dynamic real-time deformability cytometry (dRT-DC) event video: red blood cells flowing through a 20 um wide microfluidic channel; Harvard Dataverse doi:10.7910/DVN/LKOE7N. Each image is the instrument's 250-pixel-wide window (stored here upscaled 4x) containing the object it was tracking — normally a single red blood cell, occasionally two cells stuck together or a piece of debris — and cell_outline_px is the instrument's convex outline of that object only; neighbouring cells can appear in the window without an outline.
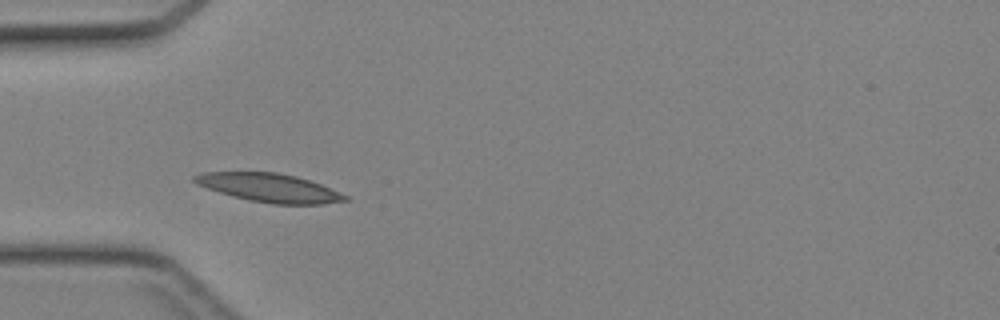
{"species": "Egyptian fruit bat (a non-hibernating species)", "species_latin": "Rousettus aegyptiacus", "temperature_condition": "cold", "stored_images_in_passage": 32, "camera_frame_rate_fps": 3000, "um_per_image_px": 0.085, "animal": {"sex": "female"}, "frame": {"image": 1, "passage_image": 1, "time_ms": 0.0, "image_size_px": [1000, 320], "cell_outline_px": [[348, 200], [320, 204], [272, 204], [248, 200], [232, 196], [196, 184], [192, 180], [192, 176], [200, 172], [276, 172], [296, 176], [320, 184], [348, 196]], "centroid_in_image_um": [22.84, 15.95], "position_along_channel_um": 62.2, "area_um2": 24.91}}
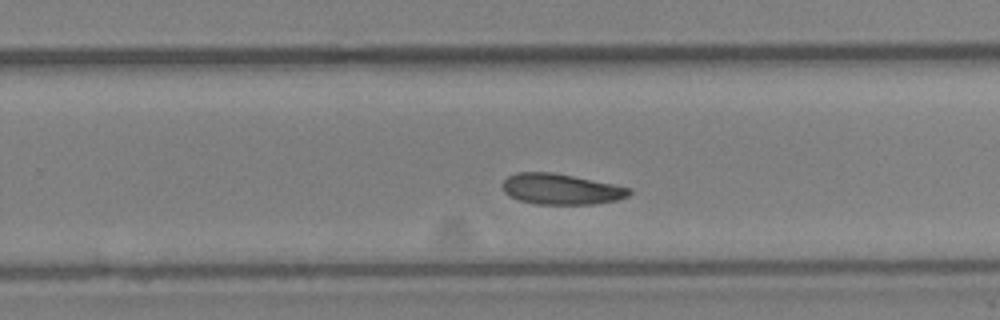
{"frame": {"image": 2, "passage_image": 16, "time_ms": 5.0, "image_size_px": [1000, 320], "cell_outline_px": [[632, 192], [628, 196], [616, 200], [596, 204], [536, 204], [520, 200], [508, 196], [504, 192], [500, 184], [508, 176], [516, 172], [552, 172], [632, 188]], "centroid_in_image_um": [47.65, 16.08], "position_along_channel_um": 282.2, "area_um2": 22.72}}
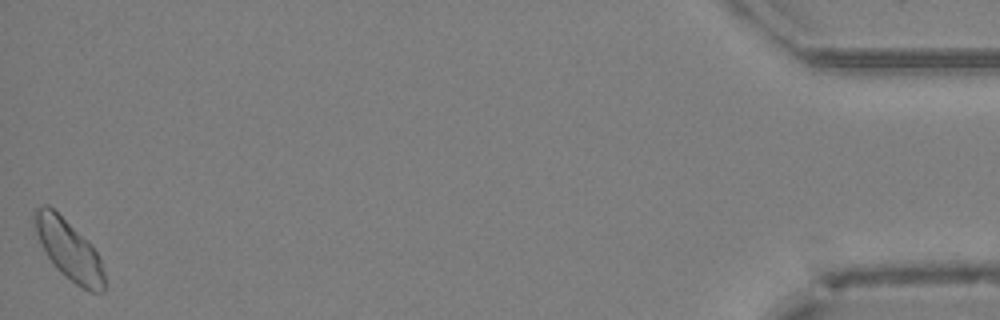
{"frame": {"image": 3, "passage_image": 32, "time_ms": 10.333, "image_size_px": [1000, 320], "cell_outline_px": [[104, 292], [92, 292], [76, 284], [64, 276], [60, 272], [48, 256], [32, 224], [32, 216], [36, 208], [44, 204], [52, 208], [88, 240], [96, 252], [100, 260], [104, 272]], "centroid_in_image_um": [5.84, 21.22], "position_along_channel_um": 429.4, "area_um2": 23.93}}